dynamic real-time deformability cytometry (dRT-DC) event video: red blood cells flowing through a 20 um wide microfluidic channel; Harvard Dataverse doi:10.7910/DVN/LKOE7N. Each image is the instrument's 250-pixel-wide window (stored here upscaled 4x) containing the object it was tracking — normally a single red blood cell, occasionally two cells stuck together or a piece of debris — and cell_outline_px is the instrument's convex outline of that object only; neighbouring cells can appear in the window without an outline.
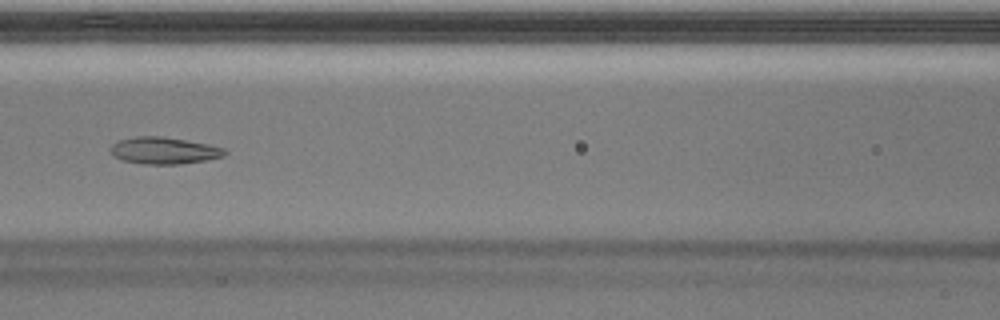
{"species": "Egyptian fruit bat (a non-hibernating species)", "species_latin": "Rousettus aegyptiacus", "temperature_condition": "warm", "stored_images_in_passage": 39, "segment_of_instrument_passage": [1, 2], "camera_frame_rate_fps": 3000, "um_per_image_px": 0.085, "animal": {"sex": "male"}, "frame": {"image": 1, "passage_image": 17, "time_ms": 5.333, "image_size_px": [1000, 320], "cell_outline_px": [[228, 152], [224, 156], [204, 160], [180, 164], [144, 164], [124, 160], [112, 156], [112, 144], [120, 140], [136, 136], [164, 136], [208, 144], [224, 148]], "centroid_in_image_um": [13.96, 12.79], "position_along_channel_um": 152.6, "area_um2": 17.74}}